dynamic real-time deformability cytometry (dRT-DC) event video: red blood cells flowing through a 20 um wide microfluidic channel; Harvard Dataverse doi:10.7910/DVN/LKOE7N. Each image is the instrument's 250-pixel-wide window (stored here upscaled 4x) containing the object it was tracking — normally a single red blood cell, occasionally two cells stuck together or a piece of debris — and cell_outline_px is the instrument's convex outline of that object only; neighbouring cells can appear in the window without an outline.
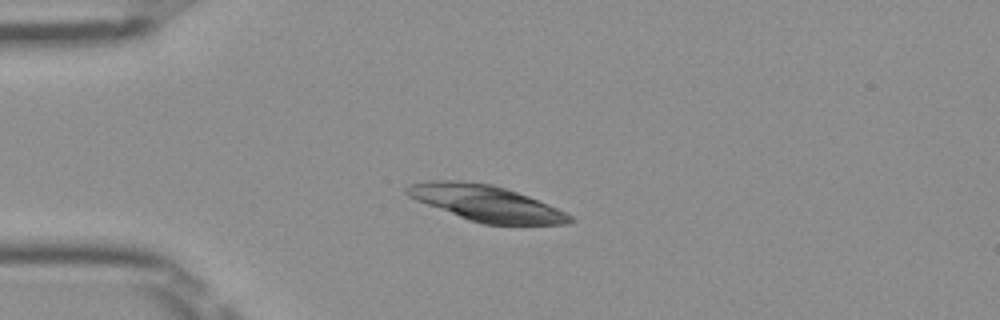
{"species": "Egyptian fruit bat (a non-hibernating species)", "species_latin": "Rousettus aegyptiacus", "temperature_condition": "room temperature", "stored_images_in_passage": 39, "camera_frame_rate_fps": 3000, "um_per_image_px": 0.085, "frame": {"image": 1, "passage_image": 1, "time_ms": 0.0, "image_size_px": [1000, 320], "cell_outline_px": [[576, 220], [568, 224], [484, 224], [468, 220], [416, 200], [408, 196], [404, 192], [404, 188], [408, 184], [428, 180], [460, 180], [492, 184], [528, 196], [548, 204], [572, 216]], "centroid_in_image_um": [41.27, 17.26], "position_along_channel_um": 43.7, "area_um2": 33.99}}